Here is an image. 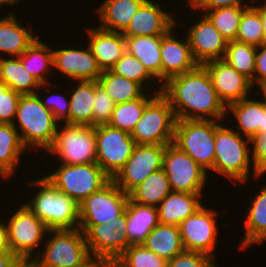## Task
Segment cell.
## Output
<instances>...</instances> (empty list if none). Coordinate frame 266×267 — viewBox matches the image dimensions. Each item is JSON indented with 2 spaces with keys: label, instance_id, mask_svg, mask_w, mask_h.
Segmentation results:
<instances>
[{
  "label": "cell",
  "instance_id": "6da1fadb",
  "mask_svg": "<svg viewBox=\"0 0 266 267\" xmlns=\"http://www.w3.org/2000/svg\"><path fill=\"white\" fill-rule=\"evenodd\" d=\"M161 93L169 100L176 120L224 122L228 119L227 107L219 98L207 70L202 65L170 78L162 85Z\"/></svg>",
  "mask_w": 266,
  "mask_h": 267
},
{
  "label": "cell",
  "instance_id": "7a4b0ae2",
  "mask_svg": "<svg viewBox=\"0 0 266 267\" xmlns=\"http://www.w3.org/2000/svg\"><path fill=\"white\" fill-rule=\"evenodd\" d=\"M225 123L215 130V161L211 173H217L232 181L234 184H247L251 177L255 180L262 178L250 156L249 138L235 131ZM252 165V166H251ZM252 172L253 176H249ZM255 177V178H254Z\"/></svg>",
  "mask_w": 266,
  "mask_h": 267
},
{
  "label": "cell",
  "instance_id": "3957f363",
  "mask_svg": "<svg viewBox=\"0 0 266 267\" xmlns=\"http://www.w3.org/2000/svg\"><path fill=\"white\" fill-rule=\"evenodd\" d=\"M60 122L40 101L38 95H21L12 125L23 145L34 152L47 150L53 143ZM20 130V131H19ZM39 149V150H38Z\"/></svg>",
  "mask_w": 266,
  "mask_h": 267
},
{
  "label": "cell",
  "instance_id": "277c9868",
  "mask_svg": "<svg viewBox=\"0 0 266 267\" xmlns=\"http://www.w3.org/2000/svg\"><path fill=\"white\" fill-rule=\"evenodd\" d=\"M37 188L34 196L24 203L50 229L79 228V204L60 192L43 176L28 181Z\"/></svg>",
  "mask_w": 266,
  "mask_h": 267
},
{
  "label": "cell",
  "instance_id": "5b68a950",
  "mask_svg": "<svg viewBox=\"0 0 266 267\" xmlns=\"http://www.w3.org/2000/svg\"><path fill=\"white\" fill-rule=\"evenodd\" d=\"M47 235L44 250L33 259L35 267L79 266L90 256L80 228L50 229Z\"/></svg>",
  "mask_w": 266,
  "mask_h": 267
},
{
  "label": "cell",
  "instance_id": "8992f818",
  "mask_svg": "<svg viewBox=\"0 0 266 267\" xmlns=\"http://www.w3.org/2000/svg\"><path fill=\"white\" fill-rule=\"evenodd\" d=\"M43 177L78 204L112 180L97 163L59 164L55 170Z\"/></svg>",
  "mask_w": 266,
  "mask_h": 267
},
{
  "label": "cell",
  "instance_id": "52a82bcc",
  "mask_svg": "<svg viewBox=\"0 0 266 267\" xmlns=\"http://www.w3.org/2000/svg\"><path fill=\"white\" fill-rule=\"evenodd\" d=\"M222 121L177 120L173 144L188 154L207 172L215 161V130Z\"/></svg>",
  "mask_w": 266,
  "mask_h": 267
},
{
  "label": "cell",
  "instance_id": "ba28073f",
  "mask_svg": "<svg viewBox=\"0 0 266 267\" xmlns=\"http://www.w3.org/2000/svg\"><path fill=\"white\" fill-rule=\"evenodd\" d=\"M46 152L53 156V160L57 157L59 164L96 163L95 127L60 123Z\"/></svg>",
  "mask_w": 266,
  "mask_h": 267
},
{
  "label": "cell",
  "instance_id": "9c48e42d",
  "mask_svg": "<svg viewBox=\"0 0 266 267\" xmlns=\"http://www.w3.org/2000/svg\"><path fill=\"white\" fill-rule=\"evenodd\" d=\"M176 117L169 100L158 93L146 106L131 137L136 145L173 143Z\"/></svg>",
  "mask_w": 266,
  "mask_h": 267
},
{
  "label": "cell",
  "instance_id": "30bf717a",
  "mask_svg": "<svg viewBox=\"0 0 266 267\" xmlns=\"http://www.w3.org/2000/svg\"><path fill=\"white\" fill-rule=\"evenodd\" d=\"M15 210L5 222L10 249L19 259L33 260L41 251L40 244L43 245L49 229L25 203Z\"/></svg>",
  "mask_w": 266,
  "mask_h": 267
},
{
  "label": "cell",
  "instance_id": "8fae6325",
  "mask_svg": "<svg viewBox=\"0 0 266 267\" xmlns=\"http://www.w3.org/2000/svg\"><path fill=\"white\" fill-rule=\"evenodd\" d=\"M91 257L112 264L129 246L127 211L107 224L79 225Z\"/></svg>",
  "mask_w": 266,
  "mask_h": 267
},
{
  "label": "cell",
  "instance_id": "7c38bea8",
  "mask_svg": "<svg viewBox=\"0 0 266 267\" xmlns=\"http://www.w3.org/2000/svg\"><path fill=\"white\" fill-rule=\"evenodd\" d=\"M163 170L172 191L203 193L208 182V172L188 154L173 143L166 145L163 156Z\"/></svg>",
  "mask_w": 266,
  "mask_h": 267
},
{
  "label": "cell",
  "instance_id": "4fadbf2b",
  "mask_svg": "<svg viewBox=\"0 0 266 267\" xmlns=\"http://www.w3.org/2000/svg\"><path fill=\"white\" fill-rule=\"evenodd\" d=\"M219 213L203 205L178 225L184 250L204 253L217 261L213 251L220 236L217 223Z\"/></svg>",
  "mask_w": 266,
  "mask_h": 267
},
{
  "label": "cell",
  "instance_id": "5bb4252c",
  "mask_svg": "<svg viewBox=\"0 0 266 267\" xmlns=\"http://www.w3.org/2000/svg\"><path fill=\"white\" fill-rule=\"evenodd\" d=\"M96 163L112 179L132 155L135 140L130 133L110 125L95 126Z\"/></svg>",
  "mask_w": 266,
  "mask_h": 267
},
{
  "label": "cell",
  "instance_id": "9a60e30c",
  "mask_svg": "<svg viewBox=\"0 0 266 267\" xmlns=\"http://www.w3.org/2000/svg\"><path fill=\"white\" fill-rule=\"evenodd\" d=\"M129 195L112 180L79 204V225L107 224L126 211Z\"/></svg>",
  "mask_w": 266,
  "mask_h": 267
},
{
  "label": "cell",
  "instance_id": "2e32d148",
  "mask_svg": "<svg viewBox=\"0 0 266 267\" xmlns=\"http://www.w3.org/2000/svg\"><path fill=\"white\" fill-rule=\"evenodd\" d=\"M166 145H136L126 164L112 181L126 194H130L150 174L163 168Z\"/></svg>",
  "mask_w": 266,
  "mask_h": 267
},
{
  "label": "cell",
  "instance_id": "e0dca14e",
  "mask_svg": "<svg viewBox=\"0 0 266 267\" xmlns=\"http://www.w3.org/2000/svg\"><path fill=\"white\" fill-rule=\"evenodd\" d=\"M202 66L207 70L214 89L226 107L250 95L254 94L255 97L257 90L252 81L223 59L211 60Z\"/></svg>",
  "mask_w": 266,
  "mask_h": 267
},
{
  "label": "cell",
  "instance_id": "ac0fdd59",
  "mask_svg": "<svg viewBox=\"0 0 266 267\" xmlns=\"http://www.w3.org/2000/svg\"><path fill=\"white\" fill-rule=\"evenodd\" d=\"M54 48L53 70L59 71L64 77L74 81H97L102 74L96 58L86 44V47ZM56 69V70H55Z\"/></svg>",
  "mask_w": 266,
  "mask_h": 267
},
{
  "label": "cell",
  "instance_id": "d6986e66",
  "mask_svg": "<svg viewBox=\"0 0 266 267\" xmlns=\"http://www.w3.org/2000/svg\"><path fill=\"white\" fill-rule=\"evenodd\" d=\"M200 15L197 17L200 20L193 22L185 32L194 60L202 65L211 60L223 59L228 41L204 14Z\"/></svg>",
  "mask_w": 266,
  "mask_h": 267
},
{
  "label": "cell",
  "instance_id": "ffe728a7",
  "mask_svg": "<svg viewBox=\"0 0 266 267\" xmlns=\"http://www.w3.org/2000/svg\"><path fill=\"white\" fill-rule=\"evenodd\" d=\"M176 25L161 39L162 85L170 78L189 72L199 65L193 58L186 33L184 39L182 36L180 39L177 37Z\"/></svg>",
  "mask_w": 266,
  "mask_h": 267
},
{
  "label": "cell",
  "instance_id": "44dd1931",
  "mask_svg": "<svg viewBox=\"0 0 266 267\" xmlns=\"http://www.w3.org/2000/svg\"><path fill=\"white\" fill-rule=\"evenodd\" d=\"M179 21L156 0H146L132 17L124 37L162 36Z\"/></svg>",
  "mask_w": 266,
  "mask_h": 267
},
{
  "label": "cell",
  "instance_id": "7402d4cb",
  "mask_svg": "<svg viewBox=\"0 0 266 267\" xmlns=\"http://www.w3.org/2000/svg\"><path fill=\"white\" fill-rule=\"evenodd\" d=\"M88 46L102 71L111 70L127 52L122 32L107 31L96 26L85 28ZM89 36V37H88Z\"/></svg>",
  "mask_w": 266,
  "mask_h": 267
},
{
  "label": "cell",
  "instance_id": "603a6c76",
  "mask_svg": "<svg viewBox=\"0 0 266 267\" xmlns=\"http://www.w3.org/2000/svg\"><path fill=\"white\" fill-rule=\"evenodd\" d=\"M229 113V118L232 116L237 124L233 129L239 134L250 138L258 132H266V101L262 96L253 99L251 95L228 105L226 115Z\"/></svg>",
  "mask_w": 266,
  "mask_h": 267
},
{
  "label": "cell",
  "instance_id": "cb8c5ba5",
  "mask_svg": "<svg viewBox=\"0 0 266 267\" xmlns=\"http://www.w3.org/2000/svg\"><path fill=\"white\" fill-rule=\"evenodd\" d=\"M202 195L204 196L203 193L171 191L157 207L159 223L178 226L203 206Z\"/></svg>",
  "mask_w": 266,
  "mask_h": 267
},
{
  "label": "cell",
  "instance_id": "d4e9b609",
  "mask_svg": "<svg viewBox=\"0 0 266 267\" xmlns=\"http://www.w3.org/2000/svg\"><path fill=\"white\" fill-rule=\"evenodd\" d=\"M15 17V13L9 12L5 17L0 19V57L7 54L10 57L21 56L27 48L39 37L37 32L32 28L22 26ZM7 53V54H5Z\"/></svg>",
  "mask_w": 266,
  "mask_h": 267
},
{
  "label": "cell",
  "instance_id": "484cf974",
  "mask_svg": "<svg viewBox=\"0 0 266 267\" xmlns=\"http://www.w3.org/2000/svg\"><path fill=\"white\" fill-rule=\"evenodd\" d=\"M256 196L246 209L247 215L244 220V236L239 243L240 250L255 244L263 245L266 242V184L261 186ZM251 204V205H250Z\"/></svg>",
  "mask_w": 266,
  "mask_h": 267
},
{
  "label": "cell",
  "instance_id": "4316f807",
  "mask_svg": "<svg viewBox=\"0 0 266 267\" xmlns=\"http://www.w3.org/2000/svg\"><path fill=\"white\" fill-rule=\"evenodd\" d=\"M0 80L20 95L35 94L40 87L50 93V87H59L55 82L41 85L24 68L19 57H0Z\"/></svg>",
  "mask_w": 266,
  "mask_h": 267
},
{
  "label": "cell",
  "instance_id": "83f0119b",
  "mask_svg": "<svg viewBox=\"0 0 266 267\" xmlns=\"http://www.w3.org/2000/svg\"><path fill=\"white\" fill-rule=\"evenodd\" d=\"M146 0H105L94 9L99 16L98 27L107 31L123 32L132 17Z\"/></svg>",
  "mask_w": 266,
  "mask_h": 267
},
{
  "label": "cell",
  "instance_id": "f1b7e54d",
  "mask_svg": "<svg viewBox=\"0 0 266 267\" xmlns=\"http://www.w3.org/2000/svg\"><path fill=\"white\" fill-rule=\"evenodd\" d=\"M162 36L125 37L127 52L137 58L162 85Z\"/></svg>",
  "mask_w": 266,
  "mask_h": 267
},
{
  "label": "cell",
  "instance_id": "f546056e",
  "mask_svg": "<svg viewBox=\"0 0 266 267\" xmlns=\"http://www.w3.org/2000/svg\"><path fill=\"white\" fill-rule=\"evenodd\" d=\"M27 151L19 132L12 124L0 123V176L2 180L15 175L21 156ZM20 161V162H19Z\"/></svg>",
  "mask_w": 266,
  "mask_h": 267
},
{
  "label": "cell",
  "instance_id": "4dcf8cb0",
  "mask_svg": "<svg viewBox=\"0 0 266 267\" xmlns=\"http://www.w3.org/2000/svg\"><path fill=\"white\" fill-rule=\"evenodd\" d=\"M126 211V235L129 239V246L142 244L151 230L159 224L158 209L135 203L129 199Z\"/></svg>",
  "mask_w": 266,
  "mask_h": 267
},
{
  "label": "cell",
  "instance_id": "1f68e13d",
  "mask_svg": "<svg viewBox=\"0 0 266 267\" xmlns=\"http://www.w3.org/2000/svg\"><path fill=\"white\" fill-rule=\"evenodd\" d=\"M73 85L68 89L69 124L92 126L95 81H73Z\"/></svg>",
  "mask_w": 266,
  "mask_h": 267
},
{
  "label": "cell",
  "instance_id": "d6a6232c",
  "mask_svg": "<svg viewBox=\"0 0 266 267\" xmlns=\"http://www.w3.org/2000/svg\"><path fill=\"white\" fill-rule=\"evenodd\" d=\"M39 38L40 37L19 56V59L29 74L41 85H45L52 82L51 80L49 81V74H51L53 70V50L50 43L43 42L41 41L42 39Z\"/></svg>",
  "mask_w": 266,
  "mask_h": 267
},
{
  "label": "cell",
  "instance_id": "836d02e7",
  "mask_svg": "<svg viewBox=\"0 0 266 267\" xmlns=\"http://www.w3.org/2000/svg\"><path fill=\"white\" fill-rule=\"evenodd\" d=\"M142 245L167 261L184 251L179 227L174 225L159 223Z\"/></svg>",
  "mask_w": 266,
  "mask_h": 267
},
{
  "label": "cell",
  "instance_id": "e575fe53",
  "mask_svg": "<svg viewBox=\"0 0 266 267\" xmlns=\"http://www.w3.org/2000/svg\"><path fill=\"white\" fill-rule=\"evenodd\" d=\"M157 87V89H153L154 92H151L149 89V93H145L139 99L116 104L114 110L112 111V116L108 125L131 134L136 126V123L140 120L145 106L158 93L162 92V85L159 84Z\"/></svg>",
  "mask_w": 266,
  "mask_h": 267
},
{
  "label": "cell",
  "instance_id": "d590c367",
  "mask_svg": "<svg viewBox=\"0 0 266 267\" xmlns=\"http://www.w3.org/2000/svg\"><path fill=\"white\" fill-rule=\"evenodd\" d=\"M171 191L169 180L162 168L150 174L129 194V198L135 203L157 208Z\"/></svg>",
  "mask_w": 266,
  "mask_h": 267
},
{
  "label": "cell",
  "instance_id": "8d00e7d4",
  "mask_svg": "<svg viewBox=\"0 0 266 267\" xmlns=\"http://www.w3.org/2000/svg\"><path fill=\"white\" fill-rule=\"evenodd\" d=\"M97 81L115 104L139 99L146 93L144 91L145 89L139 83L126 79L114 73L112 70L102 71Z\"/></svg>",
  "mask_w": 266,
  "mask_h": 267
},
{
  "label": "cell",
  "instance_id": "74e56055",
  "mask_svg": "<svg viewBox=\"0 0 266 267\" xmlns=\"http://www.w3.org/2000/svg\"><path fill=\"white\" fill-rule=\"evenodd\" d=\"M256 50L254 45L236 40L228 41L223 60L231 65L237 72L252 81L255 87Z\"/></svg>",
  "mask_w": 266,
  "mask_h": 267
},
{
  "label": "cell",
  "instance_id": "f35d334b",
  "mask_svg": "<svg viewBox=\"0 0 266 267\" xmlns=\"http://www.w3.org/2000/svg\"><path fill=\"white\" fill-rule=\"evenodd\" d=\"M246 8L243 7H222L213 10H196L203 12L219 33L227 40L232 41L236 39L238 27Z\"/></svg>",
  "mask_w": 266,
  "mask_h": 267
},
{
  "label": "cell",
  "instance_id": "ab89813d",
  "mask_svg": "<svg viewBox=\"0 0 266 267\" xmlns=\"http://www.w3.org/2000/svg\"><path fill=\"white\" fill-rule=\"evenodd\" d=\"M168 261L151 250L145 248L142 244L130 245L127 249L112 263L111 267H167Z\"/></svg>",
  "mask_w": 266,
  "mask_h": 267
},
{
  "label": "cell",
  "instance_id": "60d3db41",
  "mask_svg": "<svg viewBox=\"0 0 266 267\" xmlns=\"http://www.w3.org/2000/svg\"><path fill=\"white\" fill-rule=\"evenodd\" d=\"M264 32L260 13L253 6L243 11L235 40L258 47L262 45Z\"/></svg>",
  "mask_w": 266,
  "mask_h": 267
},
{
  "label": "cell",
  "instance_id": "b9f144b4",
  "mask_svg": "<svg viewBox=\"0 0 266 267\" xmlns=\"http://www.w3.org/2000/svg\"><path fill=\"white\" fill-rule=\"evenodd\" d=\"M114 73L139 83L145 91L148 88L154 87L150 82L157 80L145 67L144 65L133 55L126 52L111 69ZM147 87H146V86Z\"/></svg>",
  "mask_w": 266,
  "mask_h": 267
},
{
  "label": "cell",
  "instance_id": "7bdbcfd3",
  "mask_svg": "<svg viewBox=\"0 0 266 267\" xmlns=\"http://www.w3.org/2000/svg\"><path fill=\"white\" fill-rule=\"evenodd\" d=\"M115 103L104 88L95 81V99L93 103L92 126L106 125L109 123Z\"/></svg>",
  "mask_w": 266,
  "mask_h": 267
},
{
  "label": "cell",
  "instance_id": "ee69618b",
  "mask_svg": "<svg viewBox=\"0 0 266 267\" xmlns=\"http://www.w3.org/2000/svg\"><path fill=\"white\" fill-rule=\"evenodd\" d=\"M63 95L62 93L59 94L58 90L54 94H50L48 97L40 95L41 91L38 89L36 94L38 95L41 103L52 112L54 117L60 122V123H66L69 124V103L70 99L68 93V88L65 90ZM58 92V93H57ZM67 94V95H66ZM66 95V96H65ZM42 97H46L45 99Z\"/></svg>",
  "mask_w": 266,
  "mask_h": 267
},
{
  "label": "cell",
  "instance_id": "f6af8a7d",
  "mask_svg": "<svg viewBox=\"0 0 266 267\" xmlns=\"http://www.w3.org/2000/svg\"><path fill=\"white\" fill-rule=\"evenodd\" d=\"M20 97L0 80V123H13Z\"/></svg>",
  "mask_w": 266,
  "mask_h": 267
},
{
  "label": "cell",
  "instance_id": "bcb514c9",
  "mask_svg": "<svg viewBox=\"0 0 266 267\" xmlns=\"http://www.w3.org/2000/svg\"><path fill=\"white\" fill-rule=\"evenodd\" d=\"M217 262L210 256L200 252L186 251L169 260L167 267H217Z\"/></svg>",
  "mask_w": 266,
  "mask_h": 267
},
{
  "label": "cell",
  "instance_id": "7dc6e473",
  "mask_svg": "<svg viewBox=\"0 0 266 267\" xmlns=\"http://www.w3.org/2000/svg\"><path fill=\"white\" fill-rule=\"evenodd\" d=\"M250 156L253 166L266 174V132H258L249 138Z\"/></svg>",
  "mask_w": 266,
  "mask_h": 267
},
{
  "label": "cell",
  "instance_id": "c3c4849f",
  "mask_svg": "<svg viewBox=\"0 0 266 267\" xmlns=\"http://www.w3.org/2000/svg\"><path fill=\"white\" fill-rule=\"evenodd\" d=\"M247 1V0H246ZM257 1V0H256ZM255 0H193L189 4V8L195 10H213L222 7H243L250 8L256 3Z\"/></svg>",
  "mask_w": 266,
  "mask_h": 267
},
{
  "label": "cell",
  "instance_id": "681fc988",
  "mask_svg": "<svg viewBox=\"0 0 266 267\" xmlns=\"http://www.w3.org/2000/svg\"><path fill=\"white\" fill-rule=\"evenodd\" d=\"M266 84V45H260L256 50L255 86L259 89Z\"/></svg>",
  "mask_w": 266,
  "mask_h": 267
},
{
  "label": "cell",
  "instance_id": "f907efd6",
  "mask_svg": "<svg viewBox=\"0 0 266 267\" xmlns=\"http://www.w3.org/2000/svg\"><path fill=\"white\" fill-rule=\"evenodd\" d=\"M11 251L8 241V230L4 221H0V252Z\"/></svg>",
  "mask_w": 266,
  "mask_h": 267
},
{
  "label": "cell",
  "instance_id": "816d5d0a",
  "mask_svg": "<svg viewBox=\"0 0 266 267\" xmlns=\"http://www.w3.org/2000/svg\"><path fill=\"white\" fill-rule=\"evenodd\" d=\"M19 258L12 251L0 252V267H11Z\"/></svg>",
  "mask_w": 266,
  "mask_h": 267
},
{
  "label": "cell",
  "instance_id": "f5cc1de1",
  "mask_svg": "<svg viewBox=\"0 0 266 267\" xmlns=\"http://www.w3.org/2000/svg\"><path fill=\"white\" fill-rule=\"evenodd\" d=\"M105 266L106 265L102 261L89 256L81 265L73 267H105Z\"/></svg>",
  "mask_w": 266,
  "mask_h": 267
},
{
  "label": "cell",
  "instance_id": "db71d44e",
  "mask_svg": "<svg viewBox=\"0 0 266 267\" xmlns=\"http://www.w3.org/2000/svg\"><path fill=\"white\" fill-rule=\"evenodd\" d=\"M258 4V5H257ZM254 5V7L259 11L260 17L263 23V27H266V0L263 2L259 0V3Z\"/></svg>",
  "mask_w": 266,
  "mask_h": 267
},
{
  "label": "cell",
  "instance_id": "11a10c76",
  "mask_svg": "<svg viewBox=\"0 0 266 267\" xmlns=\"http://www.w3.org/2000/svg\"><path fill=\"white\" fill-rule=\"evenodd\" d=\"M11 267H35V264L30 259H18Z\"/></svg>",
  "mask_w": 266,
  "mask_h": 267
},
{
  "label": "cell",
  "instance_id": "9f6ffc18",
  "mask_svg": "<svg viewBox=\"0 0 266 267\" xmlns=\"http://www.w3.org/2000/svg\"><path fill=\"white\" fill-rule=\"evenodd\" d=\"M22 0H0V7L2 8L3 6H7V5H10V6H15L16 4H18V2H20Z\"/></svg>",
  "mask_w": 266,
  "mask_h": 267
},
{
  "label": "cell",
  "instance_id": "6f0895ef",
  "mask_svg": "<svg viewBox=\"0 0 266 267\" xmlns=\"http://www.w3.org/2000/svg\"><path fill=\"white\" fill-rule=\"evenodd\" d=\"M258 91H257V95L258 96H262V98H264L265 99V101H266V84H264V85H262L261 87H260V89H257ZM261 90V91H260ZM260 91V92H259Z\"/></svg>",
  "mask_w": 266,
  "mask_h": 267
},
{
  "label": "cell",
  "instance_id": "680465c9",
  "mask_svg": "<svg viewBox=\"0 0 266 267\" xmlns=\"http://www.w3.org/2000/svg\"><path fill=\"white\" fill-rule=\"evenodd\" d=\"M264 38H263V41H262V45H266V27H264Z\"/></svg>",
  "mask_w": 266,
  "mask_h": 267
},
{
  "label": "cell",
  "instance_id": "91938a15",
  "mask_svg": "<svg viewBox=\"0 0 266 267\" xmlns=\"http://www.w3.org/2000/svg\"><path fill=\"white\" fill-rule=\"evenodd\" d=\"M193 0H188V3H187V5H189L191 2H192Z\"/></svg>",
  "mask_w": 266,
  "mask_h": 267
}]
</instances>
